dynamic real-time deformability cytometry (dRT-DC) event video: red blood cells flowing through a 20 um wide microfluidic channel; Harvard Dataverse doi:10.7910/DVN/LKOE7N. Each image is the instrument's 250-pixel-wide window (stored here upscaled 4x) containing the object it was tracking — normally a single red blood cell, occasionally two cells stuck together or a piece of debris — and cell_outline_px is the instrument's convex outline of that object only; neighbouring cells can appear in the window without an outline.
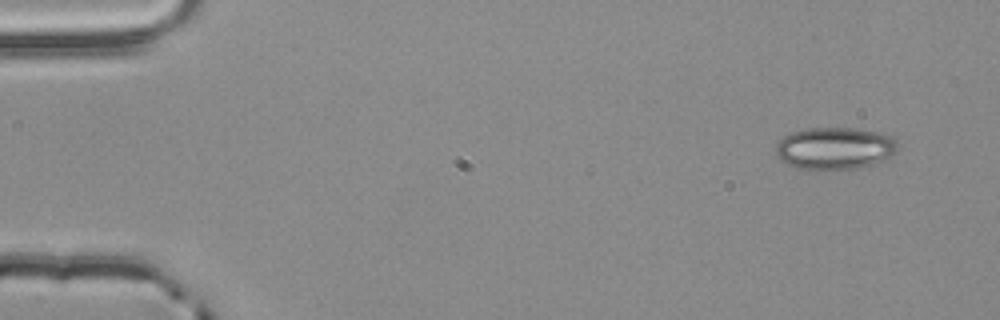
{"species": "common noctule bat (a hibernating species)", "species_latin": "Nyctalus noctula", "temperature_condition": "room temperature", "stored_images_in_passage": 4, "segment_of_instrument_passage": [2, 2], "camera_frame_rate_fps": 3000, "um_per_image_px": 0.085, "animal": {"sex": "male", "body_mass_g": 20.4}, "frame": {"image": 1, "passage_image": 4, "time_ms": 1.0, "image_size_px": [1000, 320], "cell_outline_px": [[896, 152], [892, 156], [884, 160], [872, 164], [856, 168], [796, 168], [780, 160], [776, 152], [776, 140], [792, 132], [808, 128], [852, 128], [880, 132], [896, 140]], "centroid_in_image_um": [70.93, 12.58], "position_along_channel_um": 14.1, "area_um2": 29.65}}